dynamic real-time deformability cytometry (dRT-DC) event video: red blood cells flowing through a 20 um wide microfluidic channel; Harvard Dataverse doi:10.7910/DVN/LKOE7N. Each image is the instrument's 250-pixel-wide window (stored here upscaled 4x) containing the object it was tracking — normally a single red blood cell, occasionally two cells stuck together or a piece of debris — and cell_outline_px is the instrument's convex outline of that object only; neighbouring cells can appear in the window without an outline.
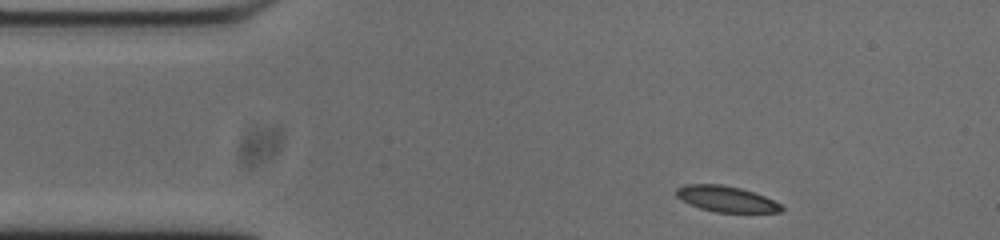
{"species": "common noctule bat (a hibernating species)", "species_latin": "Nyctalus noctula", "temperature_condition": "cold", "stored_images_in_passage": 47, "camera_frame_rate_fps": 3000, "um_per_image_px": 0.085, "animal": {"sex": "male", "body_mass_g": 20.0, "forearm_length_mm": 53.3}, "frame": {"image": 1, "passage_image": 1, "time_ms": 0.0, "image_size_px": [1000, 240], "cell_outline_px": [[784, 208], [780, 212], [716, 212], [700, 208], [688, 204], [680, 200], [676, 196], [676, 188], [684, 184], [720, 184], [740, 188], [764, 196], [780, 204]], "centroid_in_image_um": [61.67, 16.9], "position_along_channel_um": 23.3, "area_um2": 15.78}}
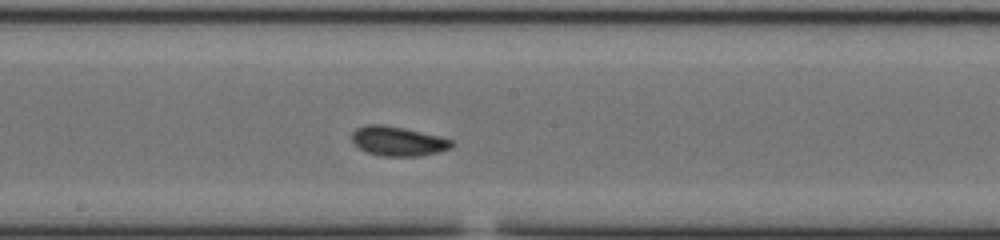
{"frame": {"image": 2, "passage_image": 21, "time_ms": 6.667, "image_size_px": [1000, 240], "cell_outline_px": [[456, 144], [452, 148], [420, 156], [380, 156], [368, 152], [360, 148], [352, 140], [352, 132], [356, 128], [364, 124], [384, 124], [404, 128], [440, 136], [452, 140]], "centroid_in_image_um": [33.84, 11.99], "position_along_channel_um": 214.4, "area_um2": 17.22}}
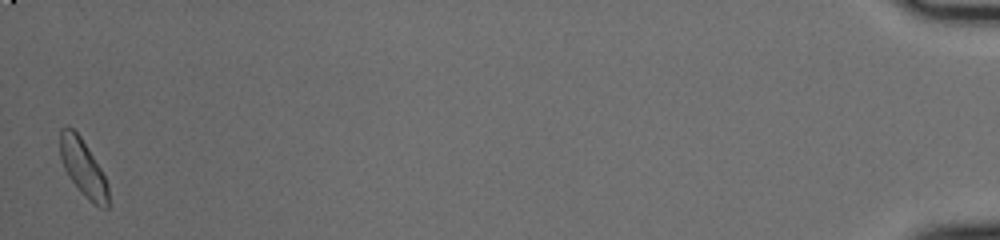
{"frame": {"image": 3, "passage_image": 47, "time_ms": 15.333, "image_size_px": [1000, 240], "cell_outline_px": [[108, 208], [100, 208], [88, 200], [80, 192], [68, 176], [64, 168], [60, 156], [60, 128], [68, 124], [80, 136], [88, 148], [100, 168], [108, 184]], "centroid_in_image_um": [7.05, 14.26], "position_along_channel_um": 428.2, "area_um2": 16.01}, "authors_computed_cell_mechanics": {"area_um2": 16.5308, "velocity_mm_per_s": 3.7066, "shape_relaxation_time_tau1_ms": 3.945, "shape_relaxation_time_tau2_ms": 1.8126, "deformation_change_tau1": 0.1201, "deformation_change_tau2": 0.0591}}